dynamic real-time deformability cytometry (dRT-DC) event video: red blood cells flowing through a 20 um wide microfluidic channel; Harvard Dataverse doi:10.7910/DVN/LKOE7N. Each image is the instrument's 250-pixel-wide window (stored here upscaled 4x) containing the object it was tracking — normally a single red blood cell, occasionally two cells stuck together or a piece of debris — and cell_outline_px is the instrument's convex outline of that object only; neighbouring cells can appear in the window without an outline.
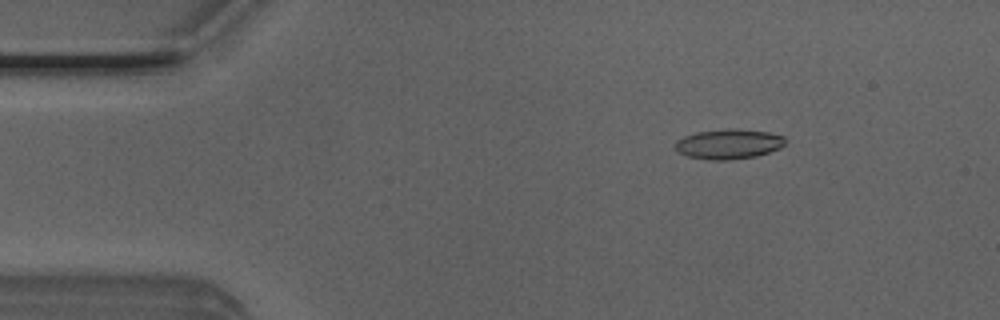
{"species": "Egyptian fruit bat (a non-hibernating species)", "species_latin": "Rousettus aegyptiacus", "temperature_condition": "room temperature", "stored_images_in_passage": 47, "camera_frame_rate_fps": 3000, "um_per_image_px": 0.085, "animal": {"sex": "male"}, "frame": {"image": 1, "passage_image": 3, "time_ms": 0.667, "image_size_px": [1000, 320], "cell_outline_px": [[788, 140], [780, 148], [756, 156], [728, 160], [708, 160], [688, 156], [676, 152], [676, 140], [684, 136], [696, 132], [728, 128], [736, 128], [768, 132], [784, 136]], "centroid_in_image_um": [61.94, 12.23], "position_along_channel_um": 23.1, "area_um2": 19.36}}
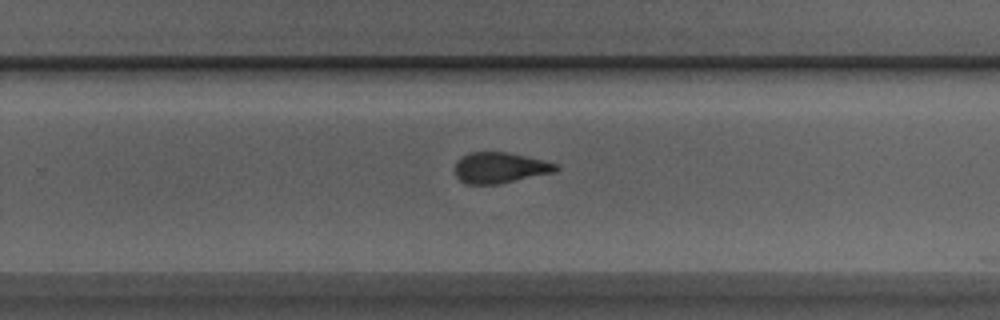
{"frame": {"image": 2, "passage_image": 28, "time_ms": 9.0, "image_size_px": [1000, 320], "cell_outline_px": [[560, 168], [556, 172], [500, 184], [468, 184], [460, 180], [456, 176], [456, 160], [468, 152], [508, 152], [544, 160], [556, 164]], "centroid_in_image_um": [42.52, 14.26], "position_along_channel_um": 287.3, "area_um2": 18.26}}
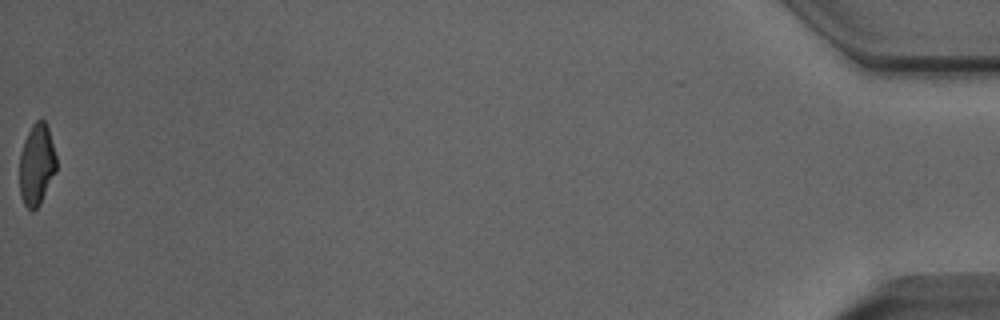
{"frame": {"image": 3, "passage_image": 47, "time_ms": 15.333, "image_size_px": [1000, 320], "cell_outline_px": [[56, 172], [40, 204], [32, 212], [24, 204], [20, 196], [20, 152], [24, 140], [32, 124], [36, 120], [44, 120], [48, 124], [56, 156]], "centroid_in_image_um": [3.12, 13.98], "position_along_channel_um": 432.1, "area_um2": 17.63}, "authors_computed_cell_mechanics": {"area_um2": 18.9584, "velocity_mm_per_s": 4.0065, "shape_relaxation_time_tau1_ms": 5.1543, "shape_relaxation_time_tau2_ms": 1.9329, "deformation_change_tau1": 0.1847, "deformation_change_tau2": 0.107}}